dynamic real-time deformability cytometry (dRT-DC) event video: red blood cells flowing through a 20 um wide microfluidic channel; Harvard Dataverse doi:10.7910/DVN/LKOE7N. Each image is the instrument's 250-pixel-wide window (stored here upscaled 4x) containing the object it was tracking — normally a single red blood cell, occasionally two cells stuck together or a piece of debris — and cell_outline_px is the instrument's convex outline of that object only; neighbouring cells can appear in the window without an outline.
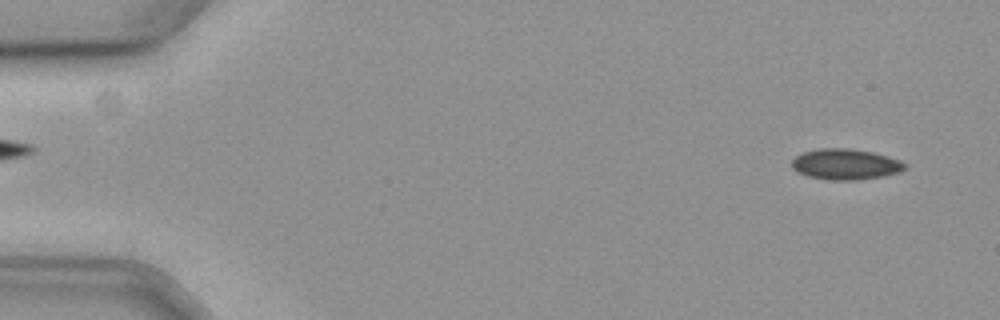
{"species": "common noctule bat (a hibernating species)", "species_latin": "Nyctalus noctula", "temperature_condition": "cold", "stored_images_in_passage": 56, "camera_frame_rate_fps": 3000, "um_per_image_px": 0.085, "animal": {"sex": "female", "body_mass_g": 19.3, "forearm_length_mm": 54.1}, "frame": {"image": 1, "passage_image": 2, "time_ms": 0.333, "image_size_px": [1000, 320], "cell_outline_px": [[908, 164], [900, 172], [884, 176], [860, 180], [828, 180], [808, 176], [792, 168], [792, 160], [796, 156], [804, 152], [820, 148], [848, 148], [872, 152], [888, 156], [900, 160]], "centroid_in_image_um": [71.9, 13.96], "position_along_channel_um": 13.1, "area_um2": 20.29}}
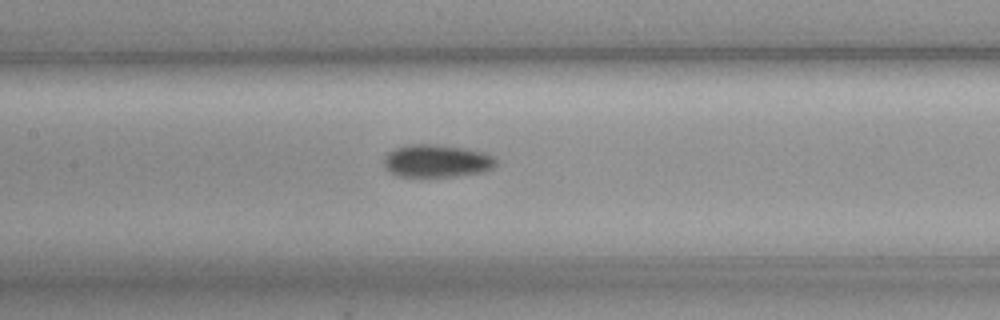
{"frame": {"image": 2, "passage_image": 26, "time_ms": 8.333, "image_size_px": [1000, 320], "cell_outline_px": [[496, 164], [492, 168], [484, 172], [452, 176], [396, 176], [384, 168], [384, 156], [388, 152], [396, 148], [412, 144], [432, 144], [464, 148], [484, 152], [496, 156]], "centroid_in_image_um": [37.13, 13.68], "position_along_channel_um": 170.3, "area_um2": 21.39}}
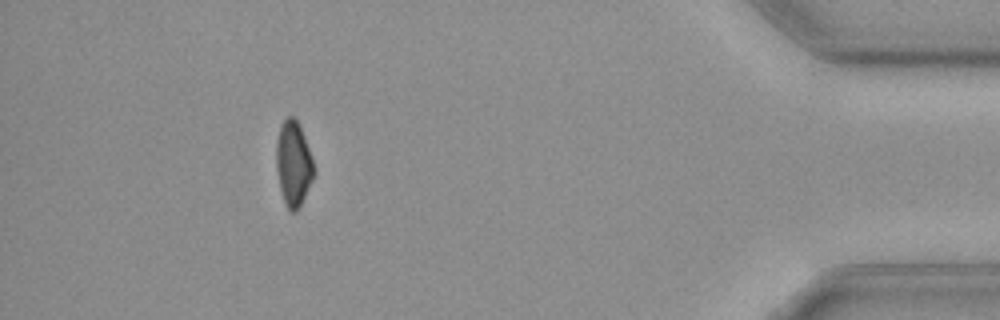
{"frame": {"image": 3, "passage_image": 51, "time_ms": 16.667, "image_size_px": [1000, 320], "cell_outline_px": [[316, 172], [300, 208], [296, 212], [292, 212], [288, 208], [284, 200], [280, 188], [276, 168], [276, 144], [280, 128], [284, 120], [288, 116], [292, 116], [296, 120], [300, 128], [312, 156], [316, 168]], "centroid_in_image_um": [24.96, 13.95], "position_along_channel_um": 410.2, "area_um2": 18.61}, "authors_computed_cell_mechanics": {"area_um2": 20.3456, "velocity_mm_per_s": 3.5851, "shape_relaxation_time_tau1_ms": 4.3716, "shape_relaxation_time_tau2_ms": null, "deformation_change_tau1": 0.0797, "deformation_change_tau2": null}}